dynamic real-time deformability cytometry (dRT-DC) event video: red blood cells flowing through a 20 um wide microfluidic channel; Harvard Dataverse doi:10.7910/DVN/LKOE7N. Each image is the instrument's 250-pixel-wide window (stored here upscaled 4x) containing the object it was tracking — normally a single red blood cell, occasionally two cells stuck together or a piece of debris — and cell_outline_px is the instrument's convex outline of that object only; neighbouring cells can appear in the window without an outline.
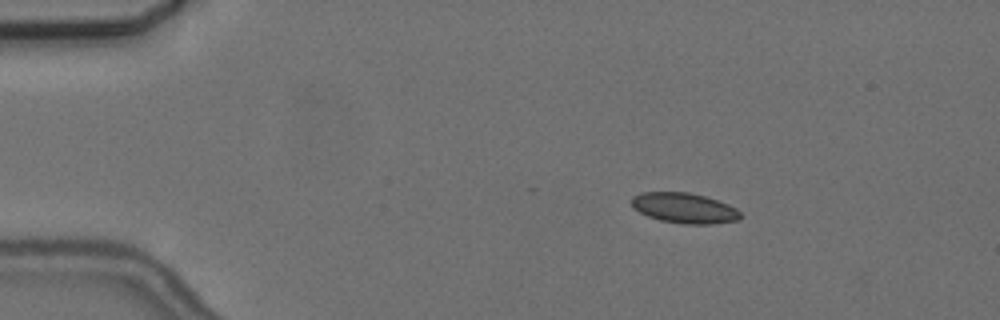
{"species": "common noctule bat (a hibernating species)", "species_latin": "Nyctalus noctula", "temperature_condition": "cold", "stored_images_in_passage": 4, "camera_frame_rate_fps": 3000, "um_per_image_px": 0.085, "animal": {"sex": "female", "body_mass_g": 24.6, "forearm_length_mm": 56.2}, "frame": {"image": 1, "passage_image": 1, "time_ms": 0.0, "image_size_px": [1000, 320], "cell_outline_px": [[744, 216], [740, 220], [712, 224], [684, 224], [660, 220], [648, 216], [632, 208], [632, 196], [640, 192], [688, 192], [704, 196], [728, 204], [736, 208]], "centroid_in_image_um": [58.18, 17.69], "position_along_channel_um": 26.8, "area_um2": 19.36}}